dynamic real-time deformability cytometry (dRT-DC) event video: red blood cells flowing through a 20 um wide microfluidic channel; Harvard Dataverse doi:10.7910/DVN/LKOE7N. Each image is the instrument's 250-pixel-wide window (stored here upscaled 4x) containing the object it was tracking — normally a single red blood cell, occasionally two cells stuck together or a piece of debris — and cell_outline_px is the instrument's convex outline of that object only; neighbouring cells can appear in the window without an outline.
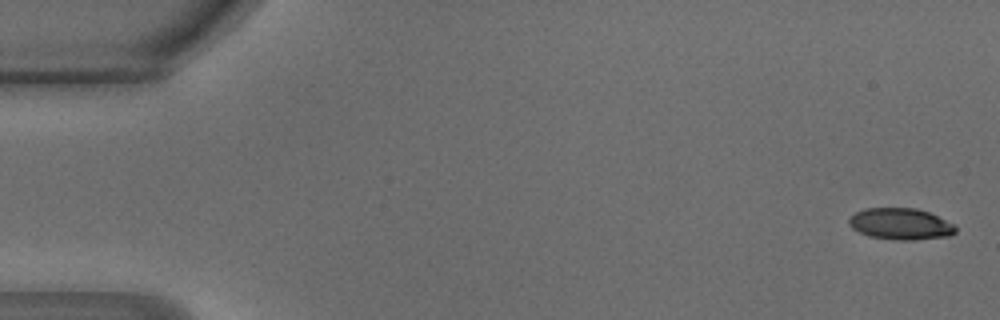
{"species": "common noctule bat (a hibernating species)", "species_latin": "Nyctalus noctula", "temperature_condition": "warm", "stored_images_in_passage": 48, "camera_frame_rate_fps": 3000, "um_per_image_px": 0.085, "animal": {"sex": "male", "body_mass_g": 18.8}, "frame": {"image": 1, "passage_image": 2, "time_ms": 0.333, "image_size_px": [1000, 320], "cell_outline_px": [[956, 232], [948, 236], [912, 240], [904, 240], [868, 236], [852, 228], [848, 220], [856, 212], [868, 208], [916, 208], [928, 212], [952, 224], [956, 228]], "centroid_in_image_um": [76.54, 19.03], "position_along_channel_um": 8.5, "area_um2": 19.13}}
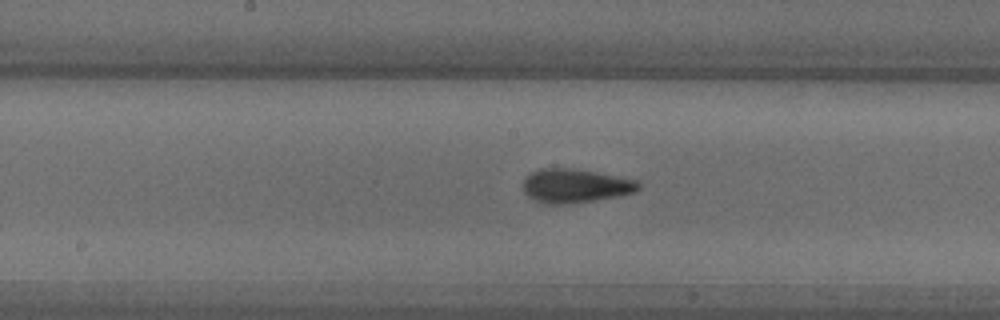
{"frame": {"image": 2, "passage_image": 25, "time_ms": 8.0, "image_size_px": [1000, 320], "cell_outline_px": [[640, 188], [632, 192], [592, 200], [560, 204], [544, 204], [528, 196], [524, 192], [524, 180], [532, 172], [544, 168], [568, 168], [592, 172], [636, 180], [640, 184]], "centroid_in_image_um": [48.84, 15.79], "position_along_channel_um": 199.4, "area_um2": 21.91}}
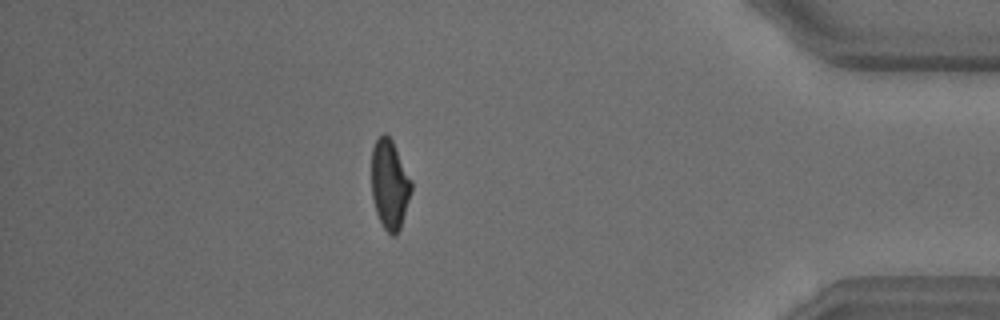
{"frame": {"image": 3, "passage_image": 42, "time_ms": 13.667, "image_size_px": [1000, 320], "cell_outline_px": [[412, 192], [400, 228], [396, 236], [392, 236], [384, 228], [376, 212], [372, 196], [372, 148], [376, 140], [384, 132], [392, 140], [412, 180]], "centroid_in_image_um": [33.13, 15.68], "position_along_channel_um": 402.1, "area_um2": 20.75}}